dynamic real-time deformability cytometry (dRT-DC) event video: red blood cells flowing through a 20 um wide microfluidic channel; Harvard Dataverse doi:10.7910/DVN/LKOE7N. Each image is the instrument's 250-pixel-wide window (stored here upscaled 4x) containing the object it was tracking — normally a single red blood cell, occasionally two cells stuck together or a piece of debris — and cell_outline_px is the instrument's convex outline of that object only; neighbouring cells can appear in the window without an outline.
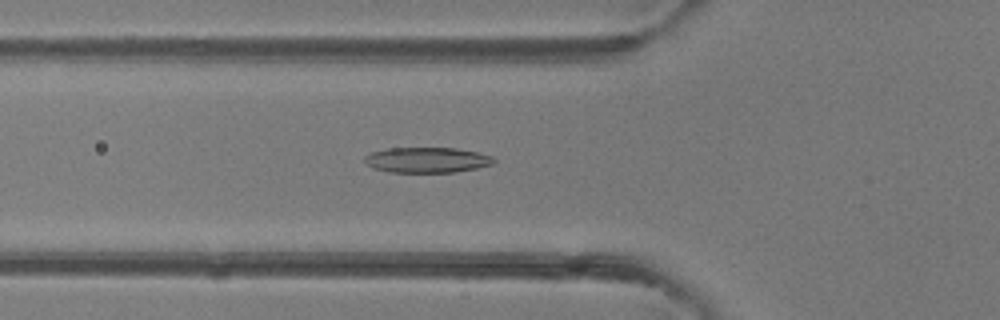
{"species": "common noctule bat (a hibernating species)", "species_latin": "Nyctalus noctula", "temperature_condition": "room temperature", "stored_images_in_passage": 29, "camera_frame_rate_fps": 3000, "um_per_image_px": 0.085, "animal": {"sex": "female"}, "frame": {"image": 1, "passage_image": 3, "time_ms": 0.667, "image_size_px": [1000, 320], "cell_outline_px": [[496, 160], [492, 164], [476, 168], [456, 172], [388, 172], [372, 168], [364, 164], [364, 156], [372, 152], [388, 148], [456, 148], [476, 152], [492, 156]], "centroid_in_image_um": [36.25, 13.6], "position_along_channel_um": 89.6, "area_um2": 19.19}}
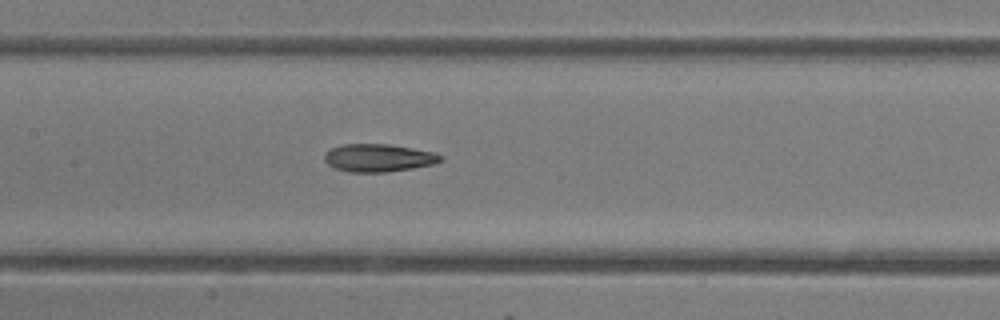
{"frame": {"image": 2, "passage_image": 9, "time_ms": 2.667, "image_size_px": [1000, 320], "cell_outline_px": [[444, 160], [432, 164], [412, 168], [388, 172], [348, 172], [336, 168], [328, 164], [324, 160], [324, 152], [332, 148], [344, 144], [392, 144], [436, 152], [444, 156]], "centroid_in_image_um": [32.2, 13.41], "position_along_channel_um": 175.2, "area_um2": 19.02}}
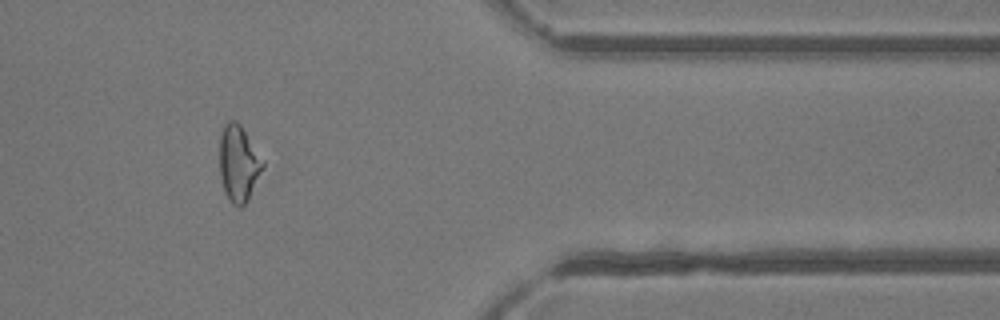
{"frame": {"image": 3, "passage_image": 26, "time_ms": 8.333, "image_size_px": [1000, 320], "cell_outline_px": [[264, 168], [248, 200], [240, 208], [232, 204], [228, 200], [224, 192], [220, 176], [220, 132], [224, 120], [236, 120], [240, 124], [264, 160]], "centroid_in_image_um": [20.27, 13.88], "position_along_channel_um": 391.1, "area_um2": 19.59}}